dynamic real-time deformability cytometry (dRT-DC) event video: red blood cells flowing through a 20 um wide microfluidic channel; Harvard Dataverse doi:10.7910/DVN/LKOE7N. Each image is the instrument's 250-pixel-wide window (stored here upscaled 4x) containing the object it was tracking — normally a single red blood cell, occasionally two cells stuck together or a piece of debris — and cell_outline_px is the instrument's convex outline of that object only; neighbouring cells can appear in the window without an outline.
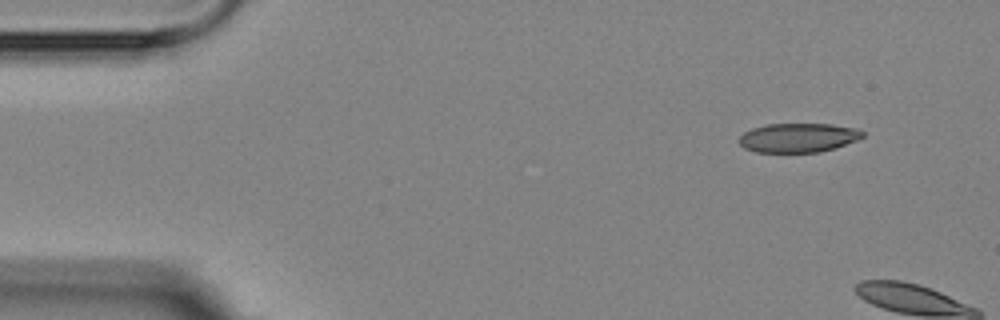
{"species": "Egyptian fruit bat (a non-hibernating species)", "species_latin": "Rousettus aegyptiacus", "temperature_condition": "room temperature", "stored_images_in_passage": 2, "camera_frame_rate_fps": 3000, "um_per_image_px": 0.085, "animal": {"sex": "female"}, "frame": {"image": 1, "passage_image": 1, "time_ms": 0.0, "image_size_px": [1000, 320], "cell_outline_px": [[864, 136], [856, 140], [820, 152], [756, 152], [744, 148], [740, 144], [740, 136], [744, 132], [752, 128], [768, 124], [832, 124], [856, 128], [864, 132]], "centroid_in_image_um": [67.83, 11.7], "position_along_channel_um": 17.2, "area_um2": 20.81}}